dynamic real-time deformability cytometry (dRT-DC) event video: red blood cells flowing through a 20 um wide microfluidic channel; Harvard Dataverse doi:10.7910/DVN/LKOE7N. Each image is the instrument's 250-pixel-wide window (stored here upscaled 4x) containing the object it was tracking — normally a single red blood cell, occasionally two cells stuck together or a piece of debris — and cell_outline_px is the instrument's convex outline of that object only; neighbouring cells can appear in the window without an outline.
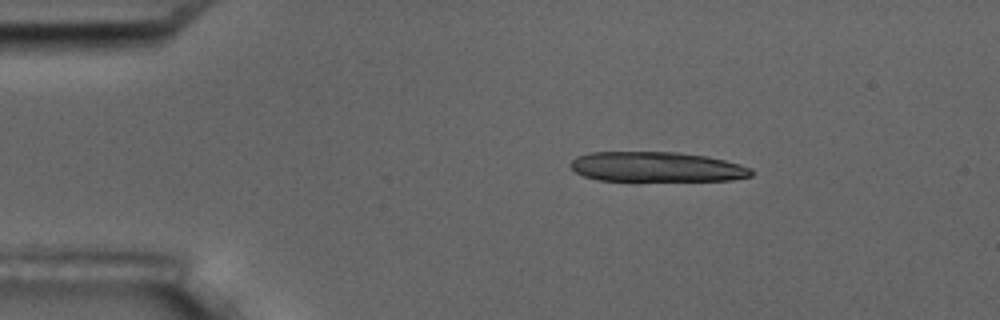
{"species": "common noctule bat (a hibernating species)", "species_latin": "Nyctalus noctula", "temperature_condition": "room temperature", "stored_images_in_passage": 5, "camera_frame_rate_fps": 3000, "um_per_image_px": 0.085, "animal": {"sex": "male", "body_mass_g": 17.5, "forearm_length_mm": 52.3}, "frame": {"image": 1, "passage_image": 3, "time_ms": 2.333, "image_size_px": [1000, 320], "cell_outline_px": [[752, 176], [732, 180], [636, 184], [596, 180], [584, 176], [576, 172], [568, 164], [576, 156], [592, 152], [680, 152], [704, 156], [724, 160], [740, 164], [752, 168]], "centroid_in_image_um": [55.79, 14.25], "position_along_channel_um": 29.2, "area_um2": 33.41}}